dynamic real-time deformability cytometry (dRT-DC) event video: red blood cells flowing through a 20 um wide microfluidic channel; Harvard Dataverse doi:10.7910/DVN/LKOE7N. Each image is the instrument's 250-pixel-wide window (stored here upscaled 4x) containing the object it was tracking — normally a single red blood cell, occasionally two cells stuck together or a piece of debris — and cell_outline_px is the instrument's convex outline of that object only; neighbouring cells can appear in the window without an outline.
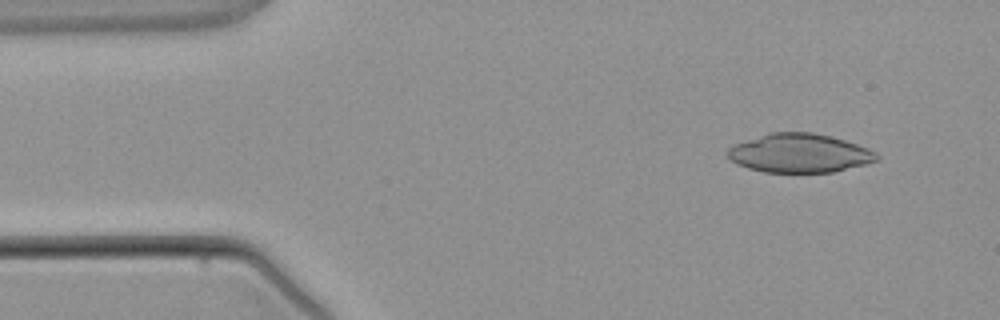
{"species": "common noctule bat (a hibernating species)", "species_latin": "Nyctalus noctula", "temperature_condition": "warm", "stored_images_in_passage": 4, "segment_of_instrument_passage": [1, 2], "camera_frame_rate_fps": 3000, "um_per_image_px": 0.085, "animal": {"sex": "male", "body_mass_g": 21.5, "forearm_length_mm": 52.0}, "frame": {"image": 1, "passage_image": 1, "time_ms": 0.0, "image_size_px": [1000, 320], "cell_outline_px": [[880, 160], [832, 172], [764, 172], [748, 168], [736, 164], [724, 152], [732, 144], [768, 132], [812, 132], [832, 136], [868, 148], [876, 152], [880, 156]], "centroid_in_image_um": [67.92, 13.01], "position_along_channel_um": 17.1, "area_um2": 33.99}}